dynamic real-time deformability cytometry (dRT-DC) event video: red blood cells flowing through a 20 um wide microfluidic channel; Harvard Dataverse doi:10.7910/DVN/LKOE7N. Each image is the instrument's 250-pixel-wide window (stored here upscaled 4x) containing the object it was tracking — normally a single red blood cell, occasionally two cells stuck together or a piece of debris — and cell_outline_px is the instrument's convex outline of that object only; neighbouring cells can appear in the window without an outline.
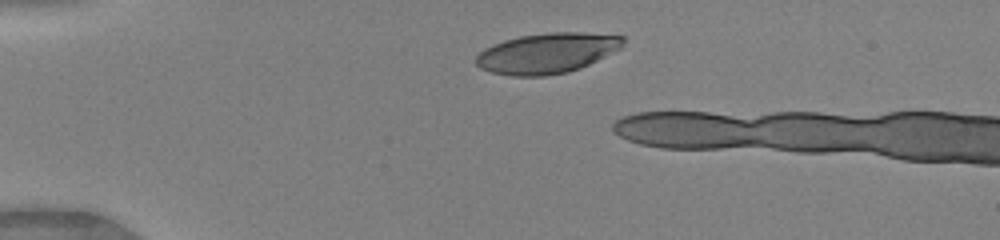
{"species": "human", "species_latin": "Homo sapiens", "temperature_condition": "warm", "stored_images_in_passage": 5, "camera_frame_rate_fps": 3000, "um_per_image_px": 0.085, "donor": {"sex": "female"}, "frame": {"image": 1, "passage_image": 1, "time_ms": 0.0, "image_size_px": [1000, 240], "cell_outline_px": [[624, 44], [620, 48], [580, 68], [568, 72], [544, 76], [512, 76], [492, 72], [480, 68], [476, 64], [476, 56], [484, 48], [492, 44], [504, 40], [520, 36], [548, 32], [580, 32], [624, 36]], "centroid_in_image_um": [46.47, 4.51], "position_along_channel_um": 38.5, "area_um2": 34.45}}